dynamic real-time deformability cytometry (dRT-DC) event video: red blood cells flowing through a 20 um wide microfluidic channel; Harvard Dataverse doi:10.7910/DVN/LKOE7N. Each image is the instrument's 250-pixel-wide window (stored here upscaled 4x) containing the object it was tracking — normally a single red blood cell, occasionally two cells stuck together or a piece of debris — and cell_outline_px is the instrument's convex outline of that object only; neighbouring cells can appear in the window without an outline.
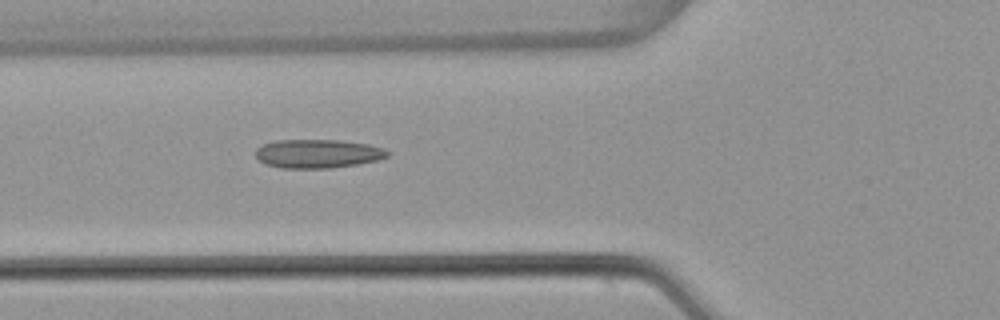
{"species": "common noctule bat (a hibernating species)", "species_latin": "Nyctalus noctula", "temperature_condition": "warm", "stored_images_in_passage": 6, "camera_frame_rate_fps": 3000, "um_per_image_px": 0.085, "animal": {"sex": "female", "body_mass_g": 22.7, "forearm_length_mm": 54.2}, "frame": {"image": 1, "passage_image": 6, "time_ms": 1.667, "image_size_px": [1000, 320], "cell_outline_px": [[392, 152], [388, 156], [380, 160], [356, 164], [328, 168], [280, 168], [264, 164], [256, 156], [256, 148], [264, 144], [276, 140], [340, 140], [368, 144], [384, 148]], "centroid_in_image_um": [27.04, 13.06], "position_along_channel_um": 98.8, "area_um2": 22.2}}